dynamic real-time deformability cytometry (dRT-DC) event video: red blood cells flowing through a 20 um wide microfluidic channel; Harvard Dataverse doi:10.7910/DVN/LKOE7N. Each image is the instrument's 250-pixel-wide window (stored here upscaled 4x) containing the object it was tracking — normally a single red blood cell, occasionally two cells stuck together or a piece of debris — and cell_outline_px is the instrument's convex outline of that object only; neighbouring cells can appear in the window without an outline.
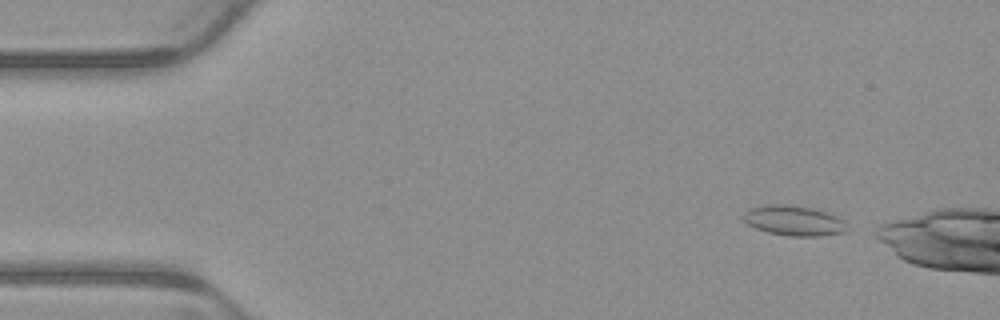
{"species": "common noctule bat (a hibernating species)", "species_latin": "Nyctalus noctula", "temperature_condition": "warm", "stored_images_in_passage": 4, "camera_frame_rate_fps": 3000, "um_per_image_px": 0.085, "animal": {"sex": "male", "body_mass_g": 23.1, "forearm_length_mm": 52.7}, "frame": {"image": 1, "passage_image": 1, "time_ms": 0.0, "image_size_px": [1000, 320], "cell_outline_px": [[844, 232], [820, 236], [788, 236], [768, 232], [756, 228], [748, 224], [744, 220], [744, 212], [748, 208], [764, 204], [788, 204], [812, 208], [828, 212], [844, 220]], "centroid_in_image_um": [67.43, 18.73], "position_along_channel_um": 17.6, "area_um2": 18.15}}
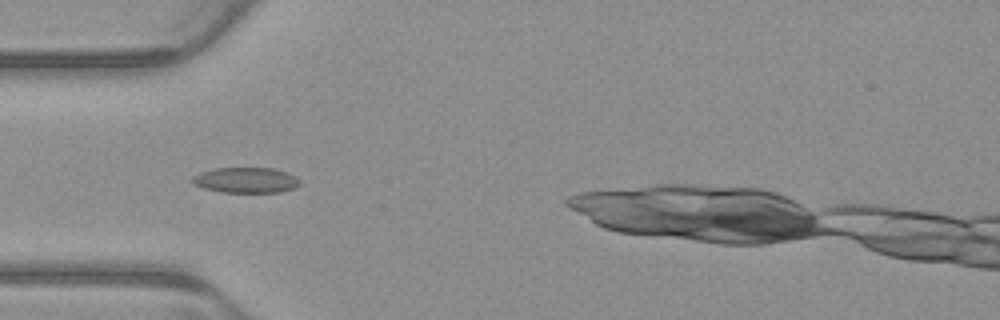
{"frame": {"image": 2, "passage_image": 4, "time_ms": 1.0, "image_size_px": [1000, 320], "cell_outline_px": [[300, 184], [292, 188], [280, 192], [220, 192], [204, 188], [192, 184], [192, 176], [200, 172], [212, 168], [272, 168], [296, 176], [300, 180]], "centroid_in_image_um": [20.85, 15.31], "position_along_channel_um": 64.1, "area_um2": 15.95}}